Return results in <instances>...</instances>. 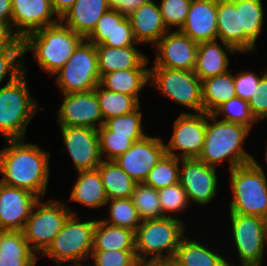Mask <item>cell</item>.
Listing matches in <instances>:
<instances>
[{
	"label": "cell",
	"mask_w": 267,
	"mask_h": 266,
	"mask_svg": "<svg viewBox=\"0 0 267 266\" xmlns=\"http://www.w3.org/2000/svg\"><path fill=\"white\" fill-rule=\"evenodd\" d=\"M0 149V180L12 187L27 189L42 198L48 190L51 153L25 139L3 140Z\"/></svg>",
	"instance_id": "1"
},
{
	"label": "cell",
	"mask_w": 267,
	"mask_h": 266,
	"mask_svg": "<svg viewBox=\"0 0 267 266\" xmlns=\"http://www.w3.org/2000/svg\"><path fill=\"white\" fill-rule=\"evenodd\" d=\"M250 132L251 129L245 125L222 121L215 115L206 113L204 146L198 159L216 168L228 162L229 171L252 162L254 156L244 148Z\"/></svg>",
	"instance_id": "2"
},
{
	"label": "cell",
	"mask_w": 267,
	"mask_h": 266,
	"mask_svg": "<svg viewBox=\"0 0 267 266\" xmlns=\"http://www.w3.org/2000/svg\"><path fill=\"white\" fill-rule=\"evenodd\" d=\"M27 72L24 59V72L0 87V134L4 140L25 139L33 117L45 110L30 93Z\"/></svg>",
	"instance_id": "3"
},
{
	"label": "cell",
	"mask_w": 267,
	"mask_h": 266,
	"mask_svg": "<svg viewBox=\"0 0 267 266\" xmlns=\"http://www.w3.org/2000/svg\"><path fill=\"white\" fill-rule=\"evenodd\" d=\"M84 40L61 21L28 34L23 40L24 59L27 52L44 73L53 76Z\"/></svg>",
	"instance_id": "4"
},
{
	"label": "cell",
	"mask_w": 267,
	"mask_h": 266,
	"mask_svg": "<svg viewBox=\"0 0 267 266\" xmlns=\"http://www.w3.org/2000/svg\"><path fill=\"white\" fill-rule=\"evenodd\" d=\"M183 219L163 217L142 220L135 232V252L141 265L169 262L186 233Z\"/></svg>",
	"instance_id": "5"
},
{
	"label": "cell",
	"mask_w": 267,
	"mask_h": 266,
	"mask_svg": "<svg viewBox=\"0 0 267 266\" xmlns=\"http://www.w3.org/2000/svg\"><path fill=\"white\" fill-rule=\"evenodd\" d=\"M232 198L228 212L267 219V175L255 157L229 171Z\"/></svg>",
	"instance_id": "6"
},
{
	"label": "cell",
	"mask_w": 267,
	"mask_h": 266,
	"mask_svg": "<svg viewBox=\"0 0 267 266\" xmlns=\"http://www.w3.org/2000/svg\"><path fill=\"white\" fill-rule=\"evenodd\" d=\"M96 222L97 219L92 217L86 221L80 219L79 214H71L42 254L43 257L54 261L57 266H87L93 249Z\"/></svg>",
	"instance_id": "7"
},
{
	"label": "cell",
	"mask_w": 267,
	"mask_h": 266,
	"mask_svg": "<svg viewBox=\"0 0 267 266\" xmlns=\"http://www.w3.org/2000/svg\"><path fill=\"white\" fill-rule=\"evenodd\" d=\"M62 200L54 198L43 202L42 198L35 204L29 215L22 233L31 250L38 256L50 246L55 236L63 228L71 214L78 215L76 210Z\"/></svg>",
	"instance_id": "8"
},
{
	"label": "cell",
	"mask_w": 267,
	"mask_h": 266,
	"mask_svg": "<svg viewBox=\"0 0 267 266\" xmlns=\"http://www.w3.org/2000/svg\"><path fill=\"white\" fill-rule=\"evenodd\" d=\"M229 234L231 243L236 249V259L233 263L229 258L227 262L232 266H262L267 246V219L259 216L228 213ZM239 259V260H238ZM237 264V265H236Z\"/></svg>",
	"instance_id": "9"
},
{
	"label": "cell",
	"mask_w": 267,
	"mask_h": 266,
	"mask_svg": "<svg viewBox=\"0 0 267 266\" xmlns=\"http://www.w3.org/2000/svg\"><path fill=\"white\" fill-rule=\"evenodd\" d=\"M149 86L175 104L191 109L181 113L203 112L202 81L194 71L149 67Z\"/></svg>",
	"instance_id": "10"
},
{
	"label": "cell",
	"mask_w": 267,
	"mask_h": 266,
	"mask_svg": "<svg viewBox=\"0 0 267 266\" xmlns=\"http://www.w3.org/2000/svg\"><path fill=\"white\" fill-rule=\"evenodd\" d=\"M53 77L61 94L94 90L100 83L96 46L84 39Z\"/></svg>",
	"instance_id": "11"
},
{
	"label": "cell",
	"mask_w": 267,
	"mask_h": 266,
	"mask_svg": "<svg viewBox=\"0 0 267 266\" xmlns=\"http://www.w3.org/2000/svg\"><path fill=\"white\" fill-rule=\"evenodd\" d=\"M172 126V136L165 143L166 154L179 159L198 158L204 146L206 113H180Z\"/></svg>",
	"instance_id": "12"
},
{
	"label": "cell",
	"mask_w": 267,
	"mask_h": 266,
	"mask_svg": "<svg viewBox=\"0 0 267 266\" xmlns=\"http://www.w3.org/2000/svg\"><path fill=\"white\" fill-rule=\"evenodd\" d=\"M217 168L198 158L179 159V183L185 189L190 204L208 206L218 194Z\"/></svg>",
	"instance_id": "13"
},
{
	"label": "cell",
	"mask_w": 267,
	"mask_h": 266,
	"mask_svg": "<svg viewBox=\"0 0 267 266\" xmlns=\"http://www.w3.org/2000/svg\"><path fill=\"white\" fill-rule=\"evenodd\" d=\"M63 140L62 152L67 151L74 170L86 171L97 169L102 163L98 129L90 127H60Z\"/></svg>",
	"instance_id": "14"
},
{
	"label": "cell",
	"mask_w": 267,
	"mask_h": 266,
	"mask_svg": "<svg viewBox=\"0 0 267 266\" xmlns=\"http://www.w3.org/2000/svg\"><path fill=\"white\" fill-rule=\"evenodd\" d=\"M57 110L59 127L78 126L99 129L104 119L95 90L62 94Z\"/></svg>",
	"instance_id": "15"
},
{
	"label": "cell",
	"mask_w": 267,
	"mask_h": 266,
	"mask_svg": "<svg viewBox=\"0 0 267 266\" xmlns=\"http://www.w3.org/2000/svg\"><path fill=\"white\" fill-rule=\"evenodd\" d=\"M166 154L165 141L160 136L147 134L115 161L136 183H143L148 173Z\"/></svg>",
	"instance_id": "16"
},
{
	"label": "cell",
	"mask_w": 267,
	"mask_h": 266,
	"mask_svg": "<svg viewBox=\"0 0 267 266\" xmlns=\"http://www.w3.org/2000/svg\"><path fill=\"white\" fill-rule=\"evenodd\" d=\"M153 47L155 61L149 67L194 71L198 43L180 30H169Z\"/></svg>",
	"instance_id": "17"
},
{
	"label": "cell",
	"mask_w": 267,
	"mask_h": 266,
	"mask_svg": "<svg viewBox=\"0 0 267 266\" xmlns=\"http://www.w3.org/2000/svg\"><path fill=\"white\" fill-rule=\"evenodd\" d=\"M59 21L50 0H12L11 29L21 40Z\"/></svg>",
	"instance_id": "18"
},
{
	"label": "cell",
	"mask_w": 267,
	"mask_h": 266,
	"mask_svg": "<svg viewBox=\"0 0 267 266\" xmlns=\"http://www.w3.org/2000/svg\"><path fill=\"white\" fill-rule=\"evenodd\" d=\"M39 199L27 189L0 182V231H22Z\"/></svg>",
	"instance_id": "19"
},
{
	"label": "cell",
	"mask_w": 267,
	"mask_h": 266,
	"mask_svg": "<svg viewBox=\"0 0 267 266\" xmlns=\"http://www.w3.org/2000/svg\"><path fill=\"white\" fill-rule=\"evenodd\" d=\"M180 31L198 44L217 40V0H192Z\"/></svg>",
	"instance_id": "20"
},
{
	"label": "cell",
	"mask_w": 267,
	"mask_h": 266,
	"mask_svg": "<svg viewBox=\"0 0 267 266\" xmlns=\"http://www.w3.org/2000/svg\"><path fill=\"white\" fill-rule=\"evenodd\" d=\"M135 40L154 46L169 30L165 26L157 1L148 0L127 15Z\"/></svg>",
	"instance_id": "21"
},
{
	"label": "cell",
	"mask_w": 267,
	"mask_h": 266,
	"mask_svg": "<svg viewBox=\"0 0 267 266\" xmlns=\"http://www.w3.org/2000/svg\"><path fill=\"white\" fill-rule=\"evenodd\" d=\"M97 49V64L100 77L104 74L127 69H149L151 58L141 51L138 45L121 48L106 45H95Z\"/></svg>",
	"instance_id": "22"
},
{
	"label": "cell",
	"mask_w": 267,
	"mask_h": 266,
	"mask_svg": "<svg viewBox=\"0 0 267 266\" xmlns=\"http://www.w3.org/2000/svg\"><path fill=\"white\" fill-rule=\"evenodd\" d=\"M229 53L233 55L238 52L221 40L199 43L194 73L203 81L230 71Z\"/></svg>",
	"instance_id": "23"
},
{
	"label": "cell",
	"mask_w": 267,
	"mask_h": 266,
	"mask_svg": "<svg viewBox=\"0 0 267 266\" xmlns=\"http://www.w3.org/2000/svg\"><path fill=\"white\" fill-rule=\"evenodd\" d=\"M110 9L108 0H76L60 21L86 39L101 16Z\"/></svg>",
	"instance_id": "24"
},
{
	"label": "cell",
	"mask_w": 267,
	"mask_h": 266,
	"mask_svg": "<svg viewBox=\"0 0 267 266\" xmlns=\"http://www.w3.org/2000/svg\"><path fill=\"white\" fill-rule=\"evenodd\" d=\"M190 236L185 235L181 240L179 247L176 249L175 255L171 262L175 266H227V256L220 250L213 249L214 246L210 247L206 242H200ZM222 252V253H219Z\"/></svg>",
	"instance_id": "25"
},
{
	"label": "cell",
	"mask_w": 267,
	"mask_h": 266,
	"mask_svg": "<svg viewBox=\"0 0 267 266\" xmlns=\"http://www.w3.org/2000/svg\"><path fill=\"white\" fill-rule=\"evenodd\" d=\"M239 11L240 30H243V54L256 52V43L265 24L262 0H232Z\"/></svg>",
	"instance_id": "26"
},
{
	"label": "cell",
	"mask_w": 267,
	"mask_h": 266,
	"mask_svg": "<svg viewBox=\"0 0 267 266\" xmlns=\"http://www.w3.org/2000/svg\"><path fill=\"white\" fill-rule=\"evenodd\" d=\"M69 200L89 210L106 206L108 197L98 169L77 172V179L71 189Z\"/></svg>",
	"instance_id": "27"
},
{
	"label": "cell",
	"mask_w": 267,
	"mask_h": 266,
	"mask_svg": "<svg viewBox=\"0 0 267 266\" xmlns=\"http://www.w3.org/2000/svg\"><path fill=\"white\" fill-rule=\"evenodd\" d=\"M39 259L22 231H0V266H36Z\"/></svg>",
	"instance_id": "28"
},
{
	"label": "cell",
	"mask_w": 267,
	"mask_h": 266,
	"mask_svg": "<svg viewBox=\"0 0 267 266\" xmlns=\"http://www.w3.org/2000/svg\"><path fill=\"white\" fill-rule=\"evenodd\" d=\"M99 85L113 92L134 97L140 104V92L149 86V69L117 70L100 77Z\"/></svg>",
	"instance_id": "29"
},
{
	"label": "cell",
	"mask_w": 267,
	"mask_h": 266,
	"mask_svg": "<svg viewBox=\"0 0 267 266\" xmlns=\"http://www.w3.org/2000/svg\"><path fill=\"white\" fill-rule=\"evenodd\" d=\"M217 39L243 54V30L232 0H217Z\"/></svg>",
	"instance_id": "30"
},
{
	"label": "cell",
	"mask_w": 267,
	"mask_h": 266,
	"mask_svg": "<svg viewBox=\"0 0 267 266\" xmlns=\"http://www.w3.org/2000/svg\"><path fill=\"white\" fill-rule=\"evenodd\" d=\"M135 250V232L97 219L92 251Z\"/></svg>",
	"instance_id": "31"
},
{
	"label": "cell",
	"mask_w": 267,
	"mask_h": 266,
	"mask_svg": "<svg viewBox=\"0 0 267 266\" xmlns=\"http://www.w3.org/2000/svg\"><path fill=\"white\" fill-rule=\"evenodd\" d=\"M203 112L212 114L220 105L236 96L234 74H224L207 78L202 81Z\"/></svg>",
	"instance_id": "32"
},
{
	"label": "cell",
	"mask_w": 267,
	"mask_h": 266,
	"mask_svg": "<svg viewBox=\"0 0 267 266\" xmlns=\"http://www.w3.org/2000/svg\"><path fill=\"white\" fill-rule=\"evenodd\" d=\"M97 169L108 200L131 198L136 182L120 168L115 160H103Z\"/></svg>",
	"instance_id": "33"
},
{
	"label": "cell",
	"mask_w": 267,
	"mask_h": 266,
	"mask_svg": "<svg viewBox=\"0 0 267 266\" xmlns=\"http://www.w3.org/2000/svg\"><path fill=\"white\" fill-rule=\"evenodd\" d=\"M94 90L104 122L113 117L130 114L141 106L134 97L124 93L108 91L99 84Z\"/></svg>",
	"instance_id": "34"
},
{
	"label": "cell",
	"mask_w": 267,
	"mask_h": 266,
	"mask_svg": "<svg viewBox=\"0 0 267 266\" xmlns=\"http://www.w3.org/2000/svg\"><path fill=\"white\" fill-rule=\"evenodd\" d=\"M106 206L108 215L102 219L105 223L136 232L142 220L131 198L111 199Z\"/></svg>",
	"instance_id": "35"
},
{
	"label": "cell",
	"mask_w": 267,
	"mask_h": 266,
	"mask_svg": "<svg viewBox=\"0 0 267 266\" xmlns=\"http://www.w3.org/2000/svg\"><path fill=\"white\" fill-rule=\"evenodd\" d=\"M141 220L163 218L159 203L158 190L145 183H136L131 196Z\"/></svg>",
	"instance_id": "36"
},
{
	"label": "cell",
	"mask_w": 267,
	"mask_h": 266,
	"mask_svg": "<svg viewBox=\"0 0 267 266\" xmlns=\"http://www.w3.org/2000/svg\"><path fill=\"white\" fill-rule=\"evenodd\" d=\"M179 182V158L165 154L148 173L145 183L156 190Z\"/></svg>",
	"instance_id": "37"
},
{
	"label": "cell",
	"mask_w": 267,
	"mask_h": 266,
	"mask_svg": "<svg viewBox=\"0 0 267 266\" xmlns=\"http://www.w3.org/2000/svg\"><path fill=\"white\" fill-rule=\"evenodd\" d=\"M158 197L162 214L164 217L178 218L182 212L189 208L190 202L187 193L182 185L178 182L172 186H168L158 190ZM174 213V214H173Z\"/></svg>",
	"instance_id": "38"
},
{
	"label": "cell",
	"mask_w": 267,
	"mask_h": 266,
	"mask_svg": "<svg viewBox=\"0 0 267 266\" xmlns=\"http://www.w3.org/2000/svg\"><path fill=\"white\" fill-rule=\"evenodd\" d=\"M222 121L245 125L251 130L258 122L252 116L248 101L235 96L220 105L213 113Z\"/></svg>",
	"instance_id": "39"
},
{
	"label": "cell",
	"mask_w": 267,
	"mask_h": 266,
	"mask_svg": "<svg viewBox=\"0 0 267 266\" xmlns=\"http://www.w3.org/2000/svg\"><path fill=\"white\" fill-rule=\"evenodd\" d=\"M98 137L102 160H115L124 154L134 142L145 136H111V131L102 125L98 129Z\"/></svg>",
	"instance_id": "40"
},
{
	"label": "cell",
	"mask_w": 267,
	"mask_h": 266,
	"mask_svg": "<svg viewBox=\"0 0 267 266\" xmlns=\"http://www.w3.org/2000/svg\"><path fill=\"white\" fill-rule=\"evenodd\" d=\"M104 126L111 131V136H146L148 133L145 132L141 106L130 114L106 120Z\"/></svg>",
	"instance_id": "41"
},
{
	"label": "cell",
	"mask_w": 267,
	"mask_h": 266,
	"mask_svg": "<svg viewBox=\"0 0 267 266\" xmlns=\"http://www.w3.org/2000/svg\"><path fill=\"white\" fill-rule=\"evenodd\" d=\"M192 0H160L163 22L168 30H180L184 25ZM175 27V29H173Z\"/></svg>",
	"instance_id": "42"
},
{
	"label": "cell",
	"mask_w": 267,
	"mask_h": 266,
	"mask_svg": "<svg viewBox=\"0 0 267 266\" xmlns=\"http://www.w3.org/2000/svg\"><path fill=\"white\" fill-rule=\"evenodd\" d=\"M24 72L23 48L0 49V87L5 79L12 82ZM8 77V79H7Z\"/></svg>",
	"instance_id": "43"
},
{
	"label": "cell",
	"mask_w": 267,
	"mask_h": 266,
	"mask_svg": "<svg viewBox=\"0 0 267 266\" xmlns=\"http://www.w3.org/2000/svg\"><path fill=\"white\" fill-rule=\"evenodd\" d=\"M90 261L87 266H142L135 250L92 251Z\"/></svg>",
	"instance_id": "44"
},
{
	"label": "cell",
	"mask_w": 267,
	"mask_h": 266,
	"mask_svg": "<svg viewBox=\"0 0 267 266\" xmlns=\"http://www.w3.org/2000/svg\"><path fill=\"white\" fill-rule=\"evenodd\" d=\"M127 15L115 8H111L104 13L98 20L93 32L86 38L94 45H101L114 31L118 25Z\"/></svg>",
	"instance_id": "45"
},
{
	"label": "cell",
	"mask_w": 267,
	"mask_h": 266,
	"mask_svg": "<svg viewBox=\"0 0 267 266\" xmlns=\"http://www.w3.org/2000/svg\"><path fill=\"white\" fill-rule=\"evenodd\" d=\"M267 71V67L264 70H260L258 74L256 72L241 70L238 73H234V88L236 96L248 101L254 95L257 94L256 89L259 85L261 76Z\"/></svg>",
	"instance_id": "46"
},
{
	"label": "cell",
	"mask_w": 267,
	"mask_h": 266,
	"mask_svg": "<svg viewBox=\"0 0 267 266\" xmlns=\"http://www.w3.org/2000/svg\"><path fill=\"white\" fill-rule=\"evenodd\" d=\"M101 45L114 48H121L132 45H142L138 43L133 35L132 27L127 16L115 26L114 31Z\"/></svg>",
	"instance_id": "47"
},
{
	"label": "cell",
	"mask_w": 267,
	"mask_h": 266,
	"mask_svg": "<svg viewBox=\"0 0 267 266\" xmlns=\"http://www.w3.org/2000/svg\"><path fill=\"white\" fill-rule=\"evenodd\" d=\"M257 94L248 100L250 111L255 120H267V71L261 76L259 80Z\"/></svg>",
	"instance_id": "48"
},
{
	"label": "cell",
	"mask_w": 267,
	"mask_h": 266,
	"mask_svg": "<svg viewBox=\"0 0 267 266\" xmlns=\"http://www.w3.org/2000/svg\"><path fill=\"white\" fill-rule=\"evenodd\" d=\"M4 48H23V42L7 23L0 21V49Z\"/></svg>",
	"instance_id": "49"
},
{
	"label": "cell",
	"mask_w": 267,
	"mask_h": 266,
	"mask_svg": "<svg viewBox=\"0 0 267 266\" xmlns=\"http://www.w3.org/2000/svg\"><path fill=\"white\" fill-rule=\"evenodd\" d=\"M147 1L148 0H108V3L111 8L118 9L123 14L128 15Z\"/></svg>",
	"instance_id": "50"
},
{
	"label": "cell",
	"mask_w": 267,
	"mask_h": 266,
	"mask_svg": "<svg viewBox=\"0 0 267 266\" xmlns=\"http://www.w3.org/2000/svg\"><path fill=\"white\" fill-rule=\"evenodd\" d=\"M12 0H0V21L11 27Z\"/></svg>",
	"instance_id": "51"
},
{
	"label": "cell",
	"mask_w": 267,
	"mask_h": 266,
	"mask_svg": "<svg viewBox=\"0 0 267 266\" xmlns=\"http://www.w3.org/2000/svg\"><path fill=\"white\" fill-rule=\"evenodd\" d=\"M52 7L59 18H61L75 3L76 0H50Z\"/></svg>",
	"instance_id": "52"
},
{
	"label": "cell",
	"mask_w": 267,
	"mask_h": 266,
	"mask_svg": "<svg viewBox=\"0 0 267 266\" xmlns=\"http://www.w3.org/2000/svg\"><path fill=\"white\" fill-rule=\"evenodd\" d=\"M142 266H175L171 261L169 262H153Z\"/></svg>",
	"instance_id": "53"
},
{
	"label": "cell",
	"mask_w": 267,
	"mask_h": 266,
	"mask_svg": "<svg viewBox=\"0 0 267 266\" xmlns=\"http://www.w3.org/2000/svg\"><path fill=\"white\" fill-rule=\"evenodd\" d=\"M264 155H265V157H264L265 159L264 160H265V163H266L265 165L267 167V141H266V147H265V153H264Z\"/></svg>",
	"instance_id": "54"
}]
</instances>
